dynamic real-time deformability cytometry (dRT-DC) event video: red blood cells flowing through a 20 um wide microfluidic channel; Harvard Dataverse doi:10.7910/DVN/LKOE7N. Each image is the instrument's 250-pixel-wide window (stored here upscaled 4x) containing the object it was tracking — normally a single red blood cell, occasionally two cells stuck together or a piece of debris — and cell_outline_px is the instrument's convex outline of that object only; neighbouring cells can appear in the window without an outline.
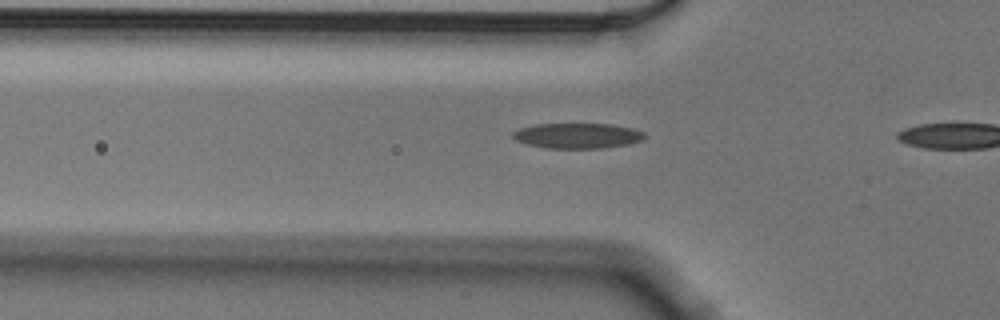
{"species": "Egyptian fruit bat (a non-hibernating species)", "species_latin": "Rousettus aegyptiacus", "temperature_condition": "cold", "stored_images_in_passage": 10, "camera_frame_rate_fps": 3000, "um_per_image_px": 0.085, "animal": {"sex": "male"}, "frame": {"image": 1, "passage_image": 9, "time_ms": 2.667, "image_size_px": [1000, 320], "cell_outline_px": [[644, 140], [628, 144], [600, 148], [544, 148], [524, 144], [516, 140], [512, 136], [512, 132], [520, 128], [536, 124], [612, 124], [632, 128], [644, 132]], "centroid_in_image_um": [49.06, 11.54], "position_along_channel_um": 76.7, "area_um2": 19.48}}